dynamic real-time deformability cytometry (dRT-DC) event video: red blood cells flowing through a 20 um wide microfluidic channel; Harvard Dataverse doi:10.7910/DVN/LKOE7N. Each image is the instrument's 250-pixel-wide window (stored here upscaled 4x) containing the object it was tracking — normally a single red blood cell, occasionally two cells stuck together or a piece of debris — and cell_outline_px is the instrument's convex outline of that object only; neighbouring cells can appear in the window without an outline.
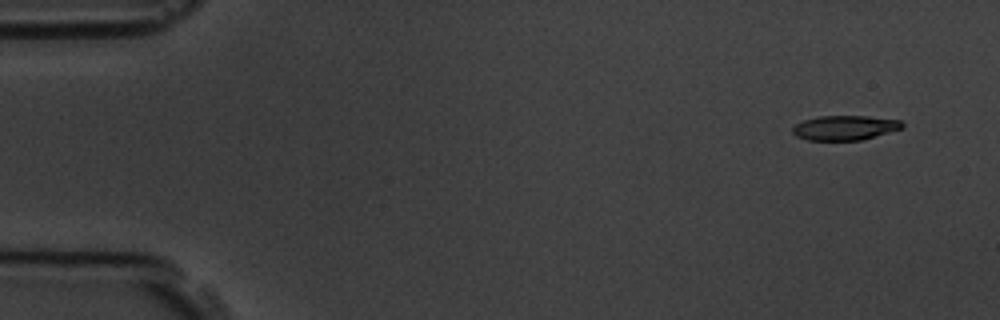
{"species": "common noctule bat (a hibernating species)", "species_latin": "Nyctalus noctula", "temperature_condition": "room temperature", "stored_images_in_passage": 9, "camera_frame_rate_fps": 3000, "um_per_image_px": 0.085, "animal": {"sex": "male", "body_mass_g": 19.5, "forearm_length_mm": 54.6}, "frame": {"image": 1, "passage_image": 1, "time_ms": 0.0, "image_size_px": [1000, 320], "cell_outline_px": [[904, 124], [900, 128], [860, 140], [808, 140], [796, 136], [792, 132], [792, 128], [796, 124], [804, 120], [820, 116], [868, 116], [900, 120]], "centroid_in_image_um": [71.76, 10.85], "position_along_channel_um": 13.2, "area_um2": 15.43}}
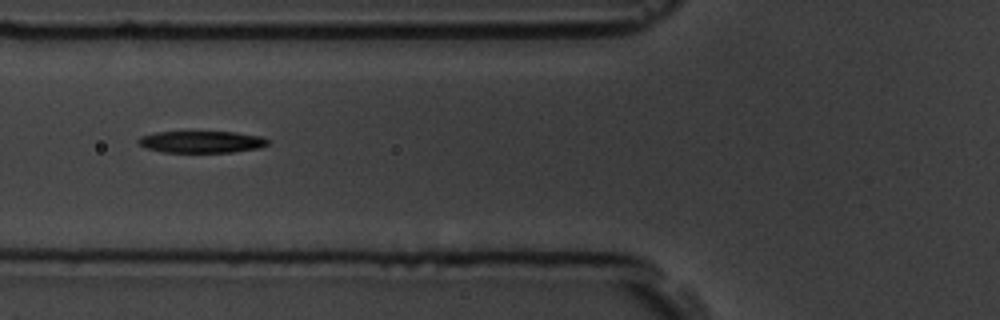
{"frame": {"image": 2, "passage_image": 6, "time_ms": 5.667, "image_size_px": [1000, 320], "cell_outline_px": [[272, 140], [268, 144], [260, 148], [232, 152], [164, 152], [144, 148], [136, 144], [136, 140], [140, 136], [156, 132], [236, 132], [260, 136]], "centroid_in_image_um": [17.11, 12.06], "position_along_channel_um": 108.7, "area_um2": 16.7}}
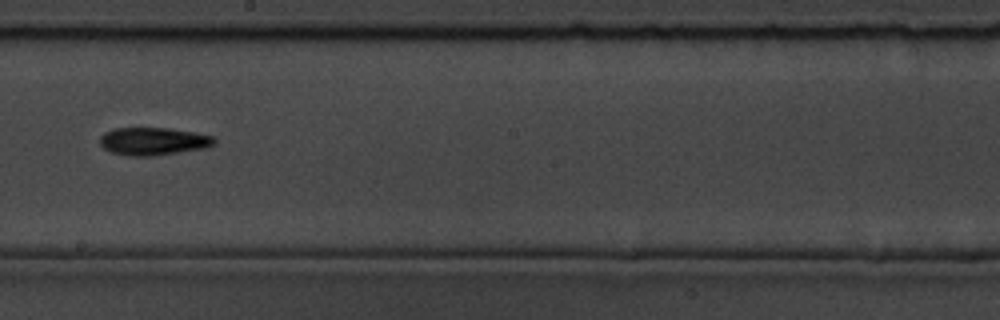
{"frame": {"image": 3, "passage_image": 9, "time_ms": 9.0, "image_size_px": [1000, 320], "cell_outline_px": [[216, 140], [212, 144], [204, 148], [152, 156], [128, 156], [112, 152], [104, 148], [100, 144], [100, 136], [104, 132], [112, 128], [168, 128], [196, 132], [212, 136]], "centroid_in_image_um": [12.99, 12.0], "position_along_channel_um": 235.2, "area_um2": 18.44}}